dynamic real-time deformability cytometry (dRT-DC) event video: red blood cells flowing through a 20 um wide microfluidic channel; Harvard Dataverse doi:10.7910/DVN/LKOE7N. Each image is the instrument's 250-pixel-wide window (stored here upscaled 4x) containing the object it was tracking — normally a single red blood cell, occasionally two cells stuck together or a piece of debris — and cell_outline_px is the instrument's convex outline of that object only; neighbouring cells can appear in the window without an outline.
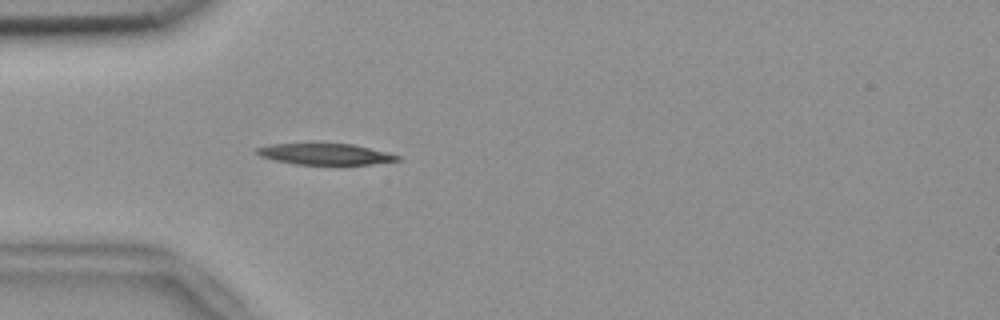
{"species": "common noctule bat (a hibernating species)", "species_latin": "Nyctalus noctula", "temperature_condition": "room temperature", "stored_images_in_passage": 53, "camera_frame_rate_fps": 3000, "um_per_image_px": 0.085, "animal": {"sex": "female", "body_mass_g": 18.4}, "frame": {"image": 1, "passage_image": 15, "time_ms": 4.667, "image_size_px": [1000, 320], "cell_outline_px": [[400, 160], [372, 164], [296, 164], [276, 160], [260, 156], [256, 152], [256, 148], [272, 144], [352, 144], [400, 156]], "centroid_in_image_um": [27.62, 13.1], "position_along_channel_um": 57.4, "area_um2": 16.82}}
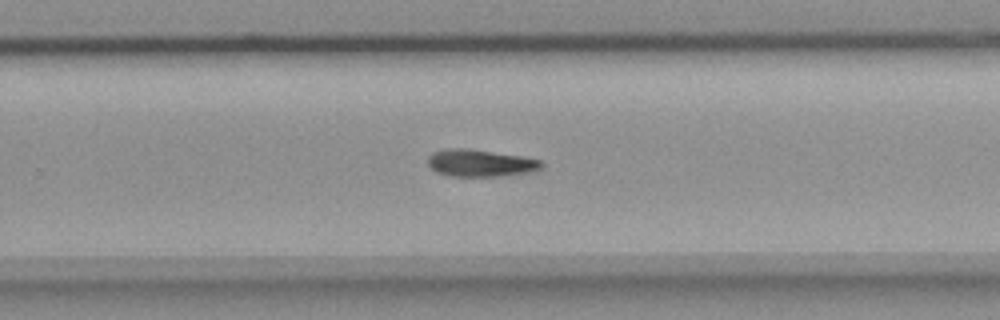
{"frame": {"image": 2, "passage_image": 34, "time_ms": 11.0, "image_size_px": [1000, 320], "cell_outline_px": [[544, 164], [540, 168], [528, 172], [496, 176], [448, 176], [436, 172], [428, 164], [428, 156], [432, 152], [448, 148], [468, 148], [520, 156], [540, 160]], "centroid_in_image_um": [40.77, 13.85], "position_along_channel_um": 289.0, "area_um2": 17.8}}
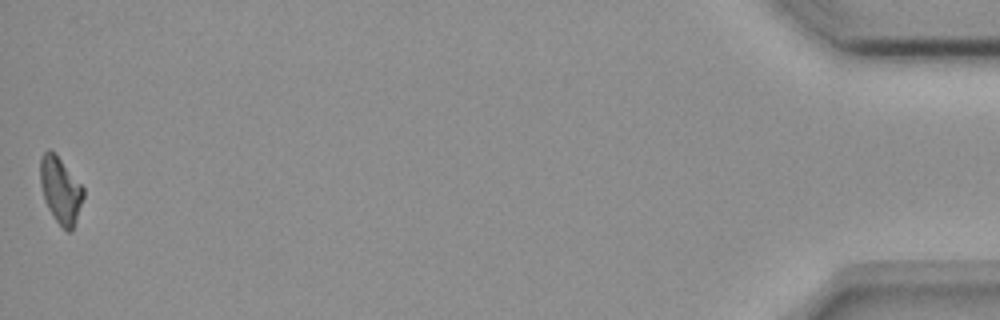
{"frame": {"image": 3, "passage_image": 53, "time_ms": 17.333, "image_size_px": [1000, 320], "cell_outline_px": [[84, 196], [72, 232], [68, 232], [56, 220], [48, 208], [44, 200], [40, 184], [40, 156], [48, 148], [56, 152], [84, 188]], "centroid_in_image_um": [5.13, 16.11], "position_along_channel_um": 430.1, "area_um2": 16.82}, "authors_computed_cell_mechanics": {"area_um2": 17.3978, "velocity_mm_per_s": 3.7361, "shape_relaxation_time_tau1_ms": 7.8708, "shape_relaxation_time_tau2_ms": null, "deformation_change_tau1": 0.2002, "deformation_change_tau2": null}}